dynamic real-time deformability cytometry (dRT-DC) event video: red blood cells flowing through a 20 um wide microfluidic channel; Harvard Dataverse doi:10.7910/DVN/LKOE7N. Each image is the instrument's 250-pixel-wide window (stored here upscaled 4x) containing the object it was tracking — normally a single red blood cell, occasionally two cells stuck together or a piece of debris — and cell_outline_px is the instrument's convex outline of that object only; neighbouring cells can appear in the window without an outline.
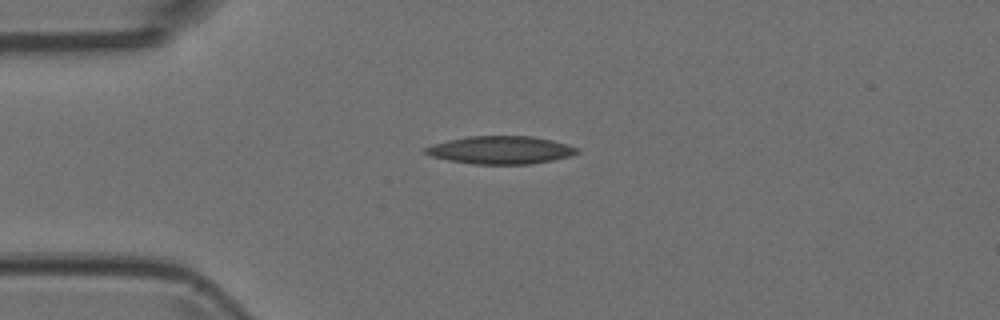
{"species": "Egyptian fruit bat (a non-hibernating species)", "species_latin": "Rousettus aegyptiacus", "temperature_condition": "room temperature", "stored_images_in_passage": 6, "camera_frame_rate_fps": 3000, "um_per_image_px": 0.085, "animal": {"sex": "female"}, "frame": {"image": 1, "passage_image": 3, "time_ms": 0.667, "image_size_px": [1000, 320], "cell_outline_px": [[580, 152], [568, 156], [552, 160], [532, 164], [476, 164], [448, 160], [432, 156], [420, 152], [424, 148], [432, 144], [448, 140], [468, 136], [532, 136], [552, 140], [568, 144], [580, 148]], "centroid_in_image_um": [42.54, 12.75], "position_along_channel_um": 42.5, "area_um2": 24.74}}
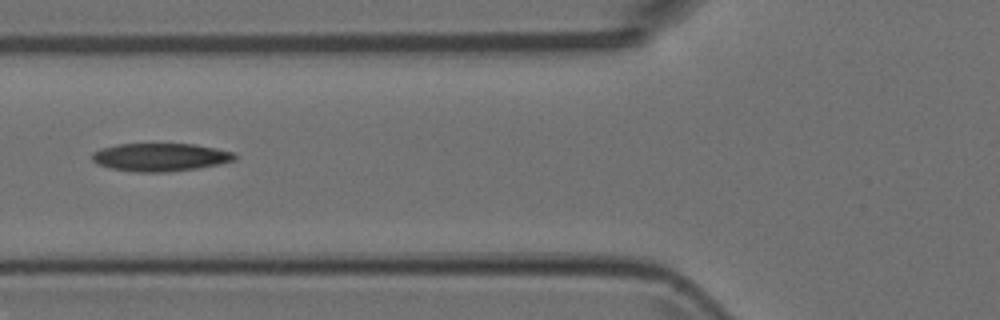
{"frame": {"image": 2, "passage_image": 5, "time_ms": 1.333, "image_size_px": [1000, 320], "cell_outline_px": [[236, 160], [220, 164], [196, 168], [168, 172], [136, 172], [112, 168], [96, 164], [92, 160], [92, 152], [100, 148], [116, 144], [196, 144], [216, 148], [232, 152], [236, 156]], "centroid_in_image_um": [13.61, 13.35], "position_along_channel_um": 112.2, "area_um2": 23.35}}
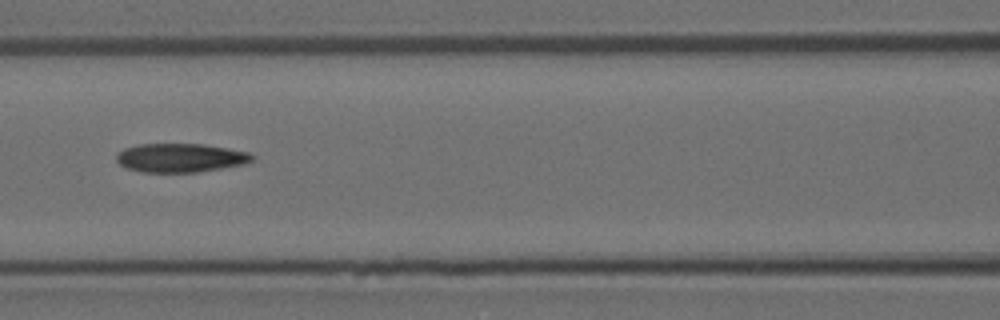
{"frame": {"image": 3, "passage_image": 6, "time_ms": 1.667, "image_size_px": [1000, 320], "cell_outline_px": [[256, 156], [252, 160], [244, 164], [196, 172], [140, 172], [128, 168], [120, 164], [116, 160], [116, 156], [124, 148], [140, 144], [204, 144], [228, 148], [248, 152]], "centroid_in_image_um": [15.35, 13.41], "position_along_channel_um": 151.3, "area_um2": 22.66}}